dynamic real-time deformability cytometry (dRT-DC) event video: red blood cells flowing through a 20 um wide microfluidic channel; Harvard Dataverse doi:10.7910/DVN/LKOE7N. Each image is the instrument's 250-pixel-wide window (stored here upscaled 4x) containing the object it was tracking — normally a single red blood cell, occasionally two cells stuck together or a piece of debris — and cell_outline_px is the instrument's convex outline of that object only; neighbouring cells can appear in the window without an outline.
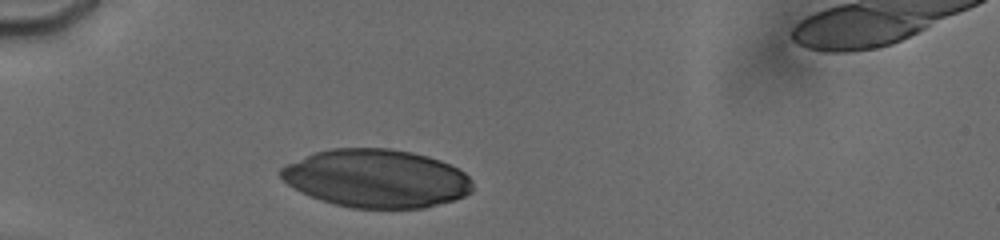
{"species": "human", "species_latin": "Homo sapiens", "temperature_condition": "cold", "stored_images_in_passage": 4, "camera_frame_rate_fps": 3000, "um_per_image_px": 0.085, "donor": {"sex": "male"}, "frame": {"image": 1, "passage_image": 2, "time_ms": 1.0, "image_size_px": [1000, 240], "cell_outline_px": [[472, 192], [464, 196], [452, 200], [424, 208], [352, 208], [320, 200], [300, 192], [292, 188], [280, 176], [280, 168], [288, 164], [316, 152], [332, 148], [388, 148], [412, 152], [428, 156], [440, 160], [464, 172], [472, 180]], "centroid_in_image_um": [32.0, 15.17], "position_along_channel_um": 53.0, "area_um2": 64.85}}